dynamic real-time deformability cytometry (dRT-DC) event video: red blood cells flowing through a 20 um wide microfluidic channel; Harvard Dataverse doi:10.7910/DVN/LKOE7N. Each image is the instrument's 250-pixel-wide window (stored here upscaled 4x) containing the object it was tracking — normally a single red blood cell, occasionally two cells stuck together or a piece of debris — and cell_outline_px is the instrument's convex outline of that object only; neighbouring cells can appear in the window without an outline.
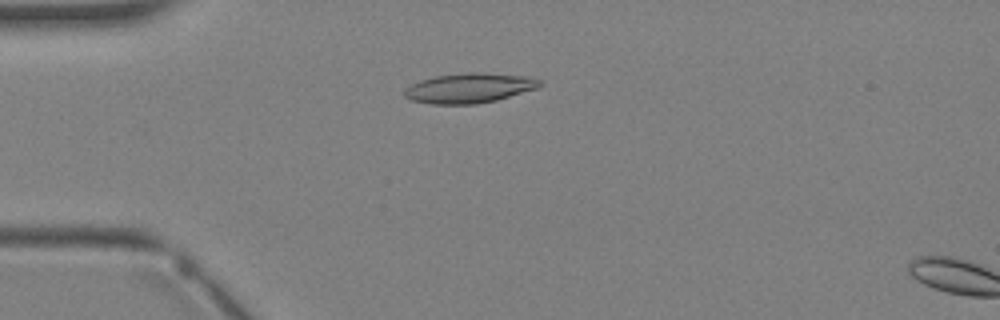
{"species": "Egyptian fruit bat (a non-hibernating species)", "species_latin": "Rousettus aegyptiacus", "temperature_condition": "warm", "stored_images_in_passage": 2, "camera_frame_rate_fps": 3000, "um_per_image_px": 0.085, "animal": {"sex": "female"}, "frame": {"image": 1, "passage_image": 1, "time_ms": 0.0, "image_size_px": [1000, 320], "cell_outline_px": [[544, 84], [536, 88], [496, 100], [476, 104], [432, 104], [412, 100], [404, 96], [404, 88], [420, 80], [436, 76], [468, 72], [484, 72], [532, 76], [544, 80]], "centroid_in_image_um": [39.94, 7.47], "position_along_channel_um": 45.1, "area_um2": 23.76}}